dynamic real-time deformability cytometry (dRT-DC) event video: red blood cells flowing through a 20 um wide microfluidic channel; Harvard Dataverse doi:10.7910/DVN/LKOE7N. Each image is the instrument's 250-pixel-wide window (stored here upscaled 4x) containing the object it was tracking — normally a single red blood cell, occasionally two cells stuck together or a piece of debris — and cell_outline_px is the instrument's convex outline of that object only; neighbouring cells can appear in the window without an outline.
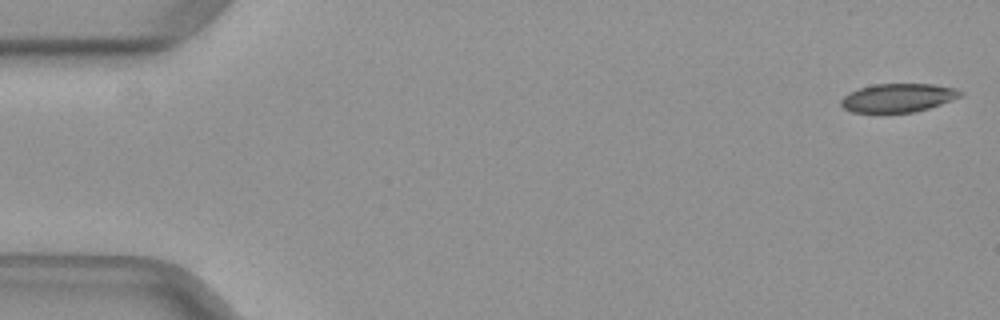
{"species": "common noctule bat (a hibernating species)", "species_latin": "Nyctalus noctula", "temperature_condition": "warm", "stored_images_in_passage": 50, "camera_frame_rate_fps": 3000, "um_per_image_px": 0.085, "animal": {"sex": "female", "body_mass_g": 29.2, "forearm_length_mm": 56.3}, "frame": {"image": 1, "passage_image": 1, "time_ms": 0.0, "image_size_px": [1000, 320], "cell_outline_px": [[964, 92], [960, 96], [952, 100], [928, 108], [912, 112], [852, 112], [844, 108], [840, 104], [840, 100], [848, 92], [860, 88], [876, 84], [932, 84], [956, 88]], "centroid_in_image_um": [76.32, 8.31], "position_along_channel_um": 8.7, "area_um2": 19.71}}
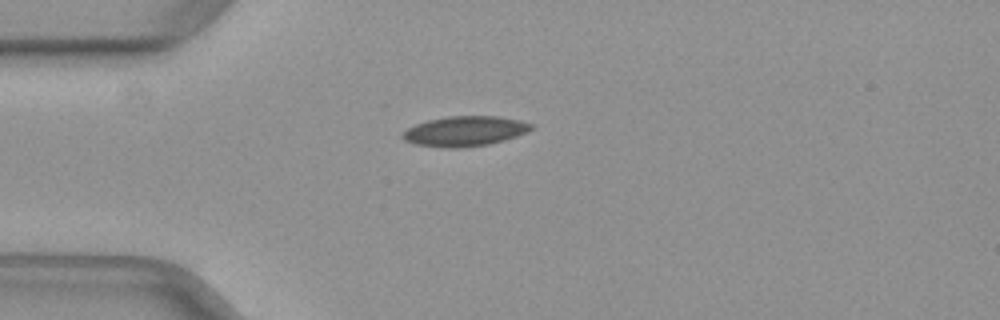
{"frame": {"image": 2, "passage_image": 13, "time_ms": 4.0, "image_size_px": [1000, 320], "cell_outline_px": [[536, 124], [528, 132], [504, 140], [488, 144], [464, 148], [440, 148], [416, 144], [404, 140], [400, 136], [408, 128], [416, 124], [428, 120], [448, 116], [496, 116], [520, 120]], "centroid_in_image_um": [39.53, 11.15], "position_along_channel_um": 45.5, "area_um2": 22.66}}
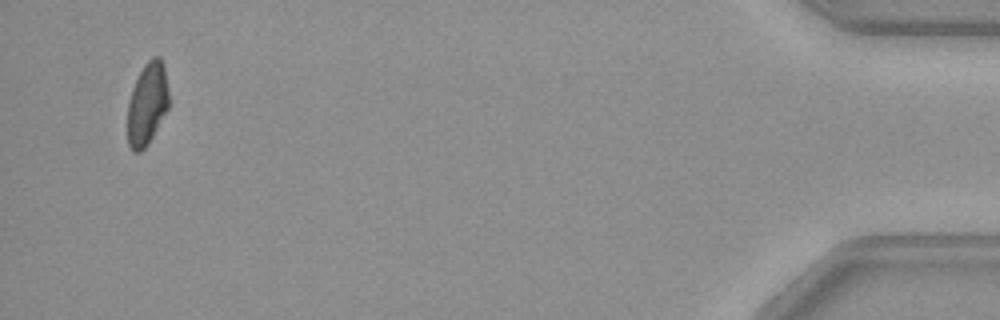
{"frame": {"image": 3, "passage_image": 48, "time_ms": 15.667, "image_size_px": [1000, 320], "cell_outline_px": [[168, 108], [148, 144], [140, 152], [132, 152], [128, 144], [128, 100], [132, 88], [144, 64], [152, 56], [160, 56], [164, 68], [168, 88]], "centroid_in_image_um": [12.5, 8.83], "position_along_channel_um": 422.7, "area_um2": 19.77}}